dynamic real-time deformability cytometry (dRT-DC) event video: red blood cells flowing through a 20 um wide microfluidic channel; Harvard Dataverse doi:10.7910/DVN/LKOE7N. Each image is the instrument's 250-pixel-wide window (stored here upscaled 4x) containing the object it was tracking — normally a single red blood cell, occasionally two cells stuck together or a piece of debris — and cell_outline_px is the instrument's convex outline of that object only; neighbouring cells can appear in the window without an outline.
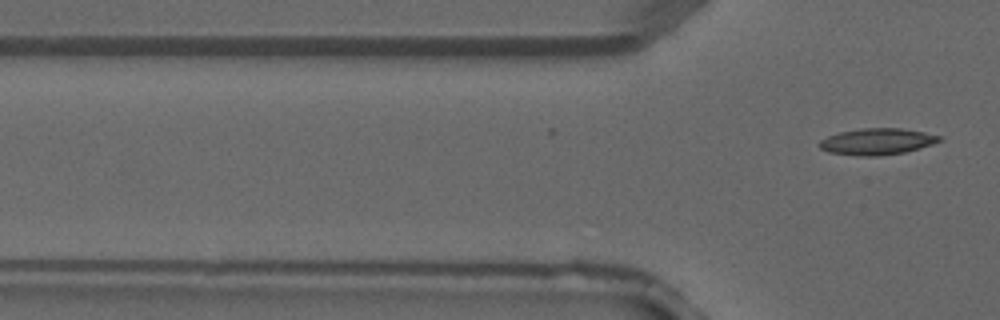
{"species": "common noctule bat (a hibernating species)", "species_latin": "Nyctalus noctula", "temperature_condition": "warm", "stored_images_in_passage": 5, "camera_frame_rate_fps": 3000, "um_per_image_px": 0.085, "animal": {"sex": "male", "forearm_length_mm": 52.5}, "frame": {"image": 1, "passage_image": 5, "time_ms": 1.333, "image_size_px": [1000, 320], "cell_outline_px": [[940, 140], [932, 144], [920, 148], [904, 152], [876, 156], [856, 156], [828, 152], [820, 148], [816, 144], [820, 140], [828, 136], [840, 132], [860, 128], [900, 128], [924, 132], [940, 136]], "centroid_in_image_um": [74.49, 12.03], "position_along_channel_um": 51.3, "area_um2": 18.44}}